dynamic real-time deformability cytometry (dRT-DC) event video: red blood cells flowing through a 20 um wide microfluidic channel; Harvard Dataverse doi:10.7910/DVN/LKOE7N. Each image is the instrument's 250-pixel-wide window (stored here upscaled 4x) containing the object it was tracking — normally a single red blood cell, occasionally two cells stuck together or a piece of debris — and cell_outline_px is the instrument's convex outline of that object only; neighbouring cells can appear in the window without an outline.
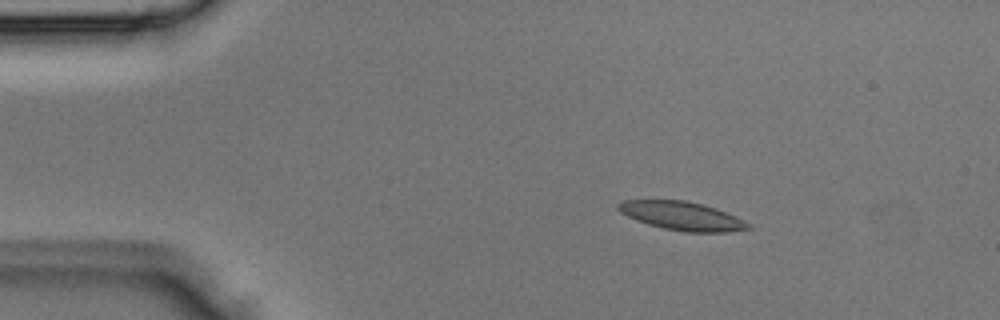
{"species": "Egyptian fruit bat (a non-hibernating species)", "species_latin": "Rousettus aegyptiacus", "temperature_condition": "room temperature", "stored_images_in_passage": 3, "segment_of_instrument_passage": [1, 2], "camera_frame_rate_fps": 3000, "um_per_image_px": 0.085, "animal": {"sex": "male"}, "frame": {"image": 1, "passage_image": 1, "time_ms": 0.0, "image_size_px": [1000, 320], "cell_outline_px": [[752, 228], [724, 232], [684, 232], [664, 228], [648, 224], [636, 220], [620, 212], [616, 208], [616, 204], [624, 200], [684, 200], [704, 204], [716, 208], [736, 216], [752, 224]], "centroid_in_image_um": [57.98, 18.35], "position_along_channel_um": 27.0, "area_um2": 21.73}}